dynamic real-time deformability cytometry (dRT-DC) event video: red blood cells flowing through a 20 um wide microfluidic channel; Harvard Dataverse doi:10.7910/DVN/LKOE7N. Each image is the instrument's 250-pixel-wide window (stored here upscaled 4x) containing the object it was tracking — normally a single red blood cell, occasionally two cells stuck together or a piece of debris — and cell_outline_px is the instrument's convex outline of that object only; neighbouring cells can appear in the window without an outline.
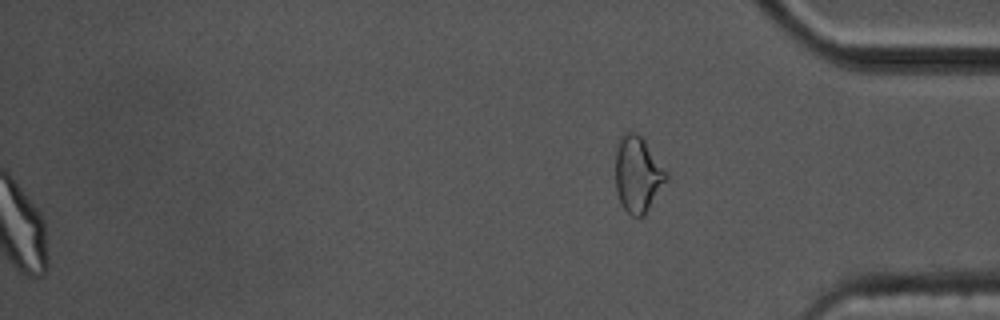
{"species": "common noctule bat (a hibernating species)", "species_latin": "Nyctalus noctula", "temperature_condition": "cold", "stored_images_in_passage": 60, "segment_of_instrument_passage": [2, 2], "camera_frame_rate_fps": 3000, "um_per_image_px": 0.085, "animal": {"sex": "male", "body_mass_g": 17.5, "forearm_length_mm": 52.3}, "frame": {"image": 1, "passage_image": 60, "time_ms": 19.667, "image_size_px": [1000, 320], "cell_outline_px": [[668, 180], [644, 216], [632, 216], [624, 208], [616, 192], [616, 152], [620, 136], [624, 132], [636, 132], [644, 140], [668, 172]], "centroid_in_image_um": [54.23, 14.82], "position_along_channel_um": 381.0, "area_um2": 22.48}}